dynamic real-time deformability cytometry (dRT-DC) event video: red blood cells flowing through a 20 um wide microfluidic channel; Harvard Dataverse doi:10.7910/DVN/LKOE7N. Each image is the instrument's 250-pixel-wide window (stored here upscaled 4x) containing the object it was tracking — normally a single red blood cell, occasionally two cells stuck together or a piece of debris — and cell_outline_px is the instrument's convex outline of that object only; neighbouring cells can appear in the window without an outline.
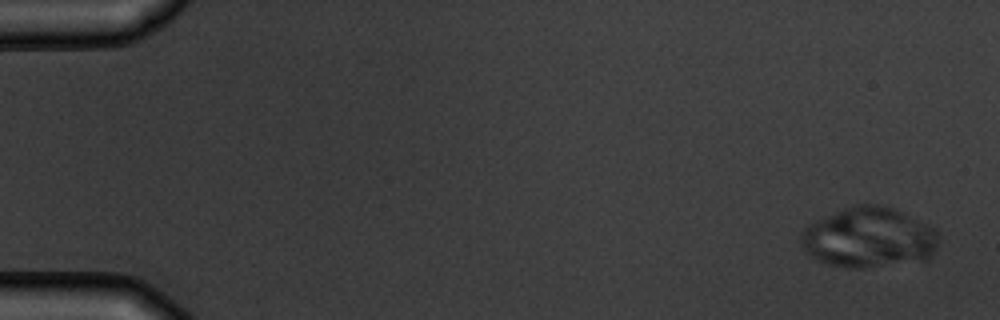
{"species": "common noctule bat (a hibernating species)", "species_latin": "Nyctalus noctula", "temperature_condition": "warm", "stored_images_in_passage": 4, "camera_frame_rate_fps": 3000, "um_per_image_px": 0.085, "animal": {"sex": "male", "body_mass_g": 19.5, "forearm_length_mm": 54.6}, "frame": {"image": 1, "passage_image": 1, "time_ms": 0.0, "image_size_px": [1000, 320], "cell_outline_px": [[940, 240], [936, 248], [928, 260], [864, 268], [848, 268], [828, 264], [808, 256], [800, 244], [800, 236], [804, 228], [808, 224], [816, 220], [844, 208], [856, 204], [880, 204], [896, 208], [936, 228]], "centroid_in_image_um": [73.87, 20.19], "position_along_channel_um": 11.1, "area_um2": 49.07}}